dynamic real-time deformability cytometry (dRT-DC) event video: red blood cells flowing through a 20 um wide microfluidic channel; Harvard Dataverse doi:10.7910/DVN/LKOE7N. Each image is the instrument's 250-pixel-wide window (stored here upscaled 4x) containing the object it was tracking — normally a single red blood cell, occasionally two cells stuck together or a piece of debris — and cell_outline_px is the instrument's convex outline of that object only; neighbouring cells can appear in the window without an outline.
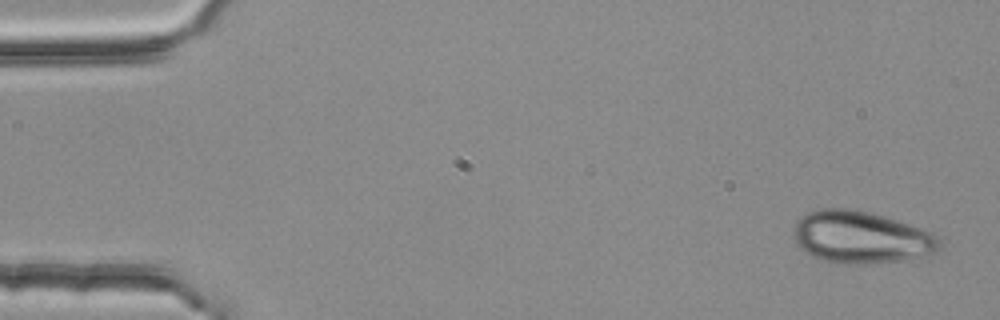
{"species": "common noctule bat (a hibernating species)", "species_latin": "Nyctalus noctula", "temperature_condition": "room temperature", "stored_images_in_passage": 4, "camera_frame_rate_fps": 3000, "um_per_image_px": 0.085, "animal": {"sex": "female", "body_mass_g": 25.1}, "frame": {"image": 1, "passage_image": 1, "time_ms": 0.0, "image_size_px": [1000, 320], "cell_outline_px": [[940, 248], [936, 252], [928, 256], [904, 260], [824, 260], [812, 256], [796, 240], [792, 232], [792, 228], [796, 220], [808, 212], [820, 208], [852, 208], [872, 212], [932, 232], [940, 236]], "centroid_in_image_um": [73.23, 20.09], "position_along_channel_um": 11.8, "area_um2": 43.18}}